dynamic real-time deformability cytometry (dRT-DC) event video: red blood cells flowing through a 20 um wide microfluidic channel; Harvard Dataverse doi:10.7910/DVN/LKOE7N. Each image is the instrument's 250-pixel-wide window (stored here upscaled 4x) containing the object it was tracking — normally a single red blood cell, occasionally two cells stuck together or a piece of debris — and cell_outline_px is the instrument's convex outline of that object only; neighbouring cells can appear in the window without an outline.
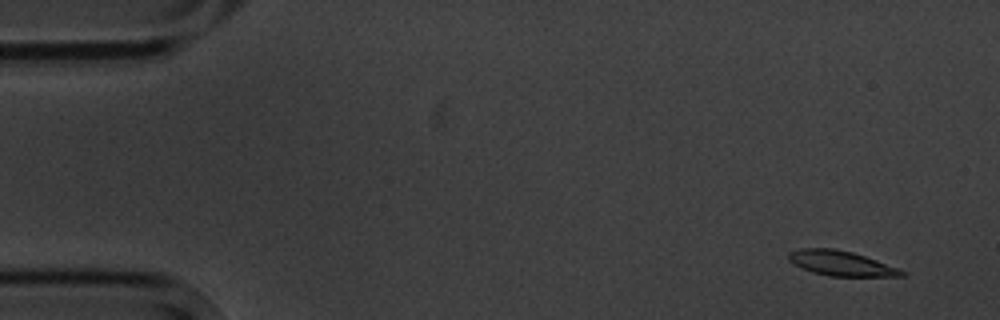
{"species": "common noctule bat (a hibernating species)", "species_latin": "Nyctalus noctula", "temperature_condition": "cold", "stored_images_in_passage": 5, "camera_frame_rate_fps": 3000, "um_per_image_px": 0.085, "animal": {"sex": "male", "body_mass_g": 20.1, "forearm_length_mm": 53.5}, "frame": {"image": 1, "passage_image": 1, "time_ms": 0.0, "image_size_px": [1000, 320], "cell_outline_px": [[904, 276], [828, 276], [812, 272], [792, 264], [788, 260], [788, 252], [800, 248], [836, 248], [852, 252], [876, 260], [896, 268], [904, 272]], "centroid_in_image_um": [71.39, 22.37], "position_along_channel_um": 13.6, "area_um2": 16.3}}
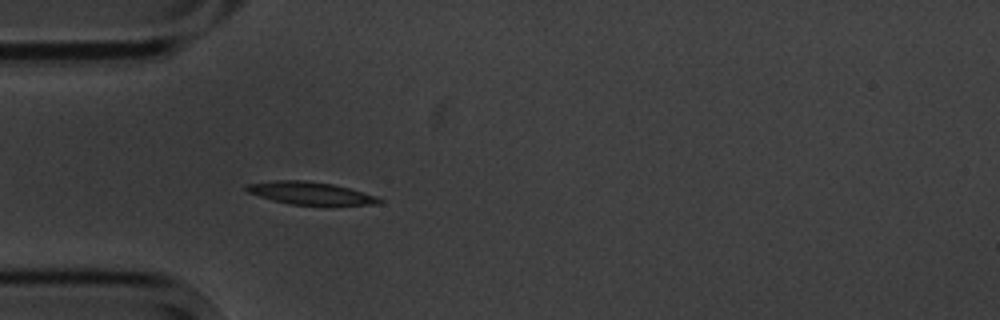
{"frame": {"image": 2, "passage_image": 5, "time_ms": 4.333, "image_size_px": [1000, 320], "cell_outline_px": [[384, 200], [380, 204], [332, 208], [292, 204], [260, 196], [248, 192], [244, 188], [244, 184], [276, 180], [304, 180], [332, 184], [348, 188], [376, 196]], "centroid_in_image_um": [26.5, 16.47], "position_along_channel_um": 58.5, "area_um2": 18.26}}